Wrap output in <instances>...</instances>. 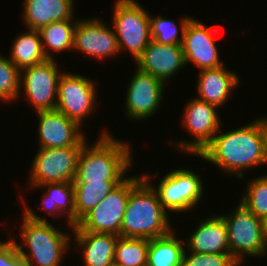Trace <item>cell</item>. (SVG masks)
<instances>
[{"mask_svg":"<svg viewBox=\"0 0 267 266\" xmlns=\"http://www.w3.org/2000/svg\"><path fill=\"white\" fill-rule=\"evenodd\" d=\"M222 127L197 157L239 180L247 170L267 164L266 134L259 117L228 132Z\"/></svg>","mask_w":267,"mask_h":266,"instance_id":"obj_1","label":"cell"},{"mask_svg":"<svg viewBox=\"0 0 267 266\" xmlns=\"http://www.w3.org/2000/svg\"><path fill=\"white\" fill-rule=\"evenodd\" d=\"M99 133L94 145L88 141L83 145L73 183L122 182L128 177L134 163L132 145L105 128Z\"/></svg>","mask_w":267,"mask_h":266,"instance_id":"obj_2","label":"cell"},{"mask_svg":"<svg viewBox=\"0 0 267 266\" xmlns=\"http://www.w3.org/2000/svg\"><path fill=\"white\" fill-rule=\"evenodd\" d=\"M25 201L26 199L22 200L24 204L22 219L20 218L22 222L18 227L20 228L18 235L22 240L18 243L15 239L17 237L10 236L17 245L18 252L28 266H62L63 258L72 247L71 234L53 226L48 219L36 214Z\"/></svg>","mask_w":267,"mask_h":266,"instance_id":"obj_3","label":"cell"},{"mask_svg":"<svg viewBox=\"0 0 267 266\" xmlns=\"http://www.w3.org/2000/svg\"><path fill=\"white\" fill-rule=\"evenodd\" d=\"M170 219L156 191L142 178L129 193L121 237L152 239L166 236L175 229Z\"/></svg>","mask_w":267,"mask_h":266,"instance_id":"obj_4","label":"cell"},{"mask_svg":"<svg viewBox=\"0 0 267 266\" xmlns=\"http://www.w3.org/2000/svg\"><path fill=\"white\" fill-rule=\"evenodd\" d=\"M143 178L156 191L159 201L163 208L170 214H185V212H192L203 198L204 183L202 177L192 169L176 168L167 172L160 178L159 184L155 187L152 184L149 173H142ZM154 185V186H153ZM180 212V213H179Z\"/></svg>","mask_w":267,"mask_h":266,"instance_id":"obj_5","label":"cell"},{"mask_svg":"<svg viewBox=\"0 0 267 266\" xmlns=\"http://www.w3.org/2000/svg\"><path fill=\"white\" fill-rule=\"evenodd\" d=\"M112 7L111 21L119 52H129L136 62L152 40L150 13L137 0H115Z\"/></svg>","mask_w":267,"mask_h":266,"instance_id":"obj_6","label":"cell"},{"mask_svg":"<svg viewBox=\"0 0 267 266\" xmlns=\"http://www.w3.org/2000/svg\"><path fill=\"white\" fill-rule=\"evenodd\" d=\"M218 214L226 223L230 254L240 265L247 255L250 258H263L267 255L261 219L240 202L236 203L233 212L231 210L227 214Z\"/></svg>","mask_w":267,"mask_h":266,"instance_id":"obj_7","label":"cell"},{"mask_svg":"<svg viewBox=\"0 0 267 266\" xmlns=\"http://www.w3.org/2000/svg\"><path fill=\"white\" fill-rule=\"evenodd\" d=\"M185 105L181 125L194 138L192 140L181 139L176 141L177 143L174 140H168L167 143L171 144L170 147L176 146L177 151L198 156L223 125L221 115L218 107L199 100L195 96L187 103L185 102Z\"/></svg>","mask_w":267,"mask_h":266,"instance_id":"obj_8","label":"cell"},{"mask_svg":"<svg viewBox=\"0 0 267 266\" xmlns=\"http://www.w3.org/2000/svg\"><path fill=\"white\" fill-rule=\"evenodd\" d=\"M139 175H131L123 180L73 226L72 232L114 234L121 237L122 218L128 196L131 189L143 178L142 172Z\"/></svg>","mask_w":267,"mask_h":266,"instance_id":"obj_9","label":"cell"},{"mask_svg":"<svg viewBox=\"0 0 267 266\" xmlns=\"http://www.w3.org/2000/svg\"><path fill=\"white\" fill-rule=\"evenodd\" d=\"M79 73L63 72L58 80L55 110L84 126L88 116L96 111L98 92L96 82ZM87 117V119H86Z\"/></svg>","mask_w":267,"mask_h":266,"instance_id":"obj_10","label":"cell"},{"mask_svg":"<svg viewBox=\"0 0 267 266\" xmlns=\"http://www.w3.org/2000/svg\"><path fill=\"white\" fill-rule=\"evenodd\" d=\"M58 67V62L47 59L39 64L20 70L18 100H20V97L25 96V100L30 107L33 106L35 112L55 110L58 80L64 72L62 67L60 68L61 70Z\"/></svg>","mask_w":267,"mask_h":266,"instance_id":"obj_11","label":"cell"},{"mask_svg":"<svg viewBox=\"0 0 267 266\" xmlns=\"http://www.w3.org/2000/svg\"><path fill=\"white\" fill-rule=\"evenodd\" d=\"M83 146L39 148L31 160L28 186L45 183L73 182L79 153Z\"/></svg>","mask_w":267,"mask_h":266,"instance_id":"obj_12","label":"cell"},{"mask_svg":"<svg viewBox=\"0 0 267 266\" xmlns=\"http://www.w3.org/2000/svg\"><path fill=\"white\" fill-rule=\"evenodd\" d=\"M127 84L125 101V116L134 122L144 121L159 112L164 103V91L166 84L151 74L145 73L138 68ZM163 102V103H162Z\"/></svg>","mask_w":267,"mask_h":266,"instance_id":"obj_13","label":"cell"},{"mask_svg":"<svg viewBox=\"0 0 267 266\" xmlns=\"http://www.w3.org/2000/svg\"><path fill=\"white\" fill-rule=\"evenodd\" d=\"M97 17L77 18L74 28L72 51H80L96 60L113 59L119 55L117 38L113 27ZM112 28V29H111Z\"/></svg>","mask_w":267,"mask_h":266,"instance_id":"obj_14","label":"cell"},{"mask_svg":"<svg viewBox=\"0 0 267 266\" xmlns=\"http://www.w3.org/2000/svg\"><path fill=\"white\" fill-rule=\"evenodd\" d=\"M214 33H219V29L211 28L194 17L189 20L181 44L186 66L193 63L201 71L224 65Z\"/></svg>","mask_w":267,"mask_h":266,"instance_id":"obj_15","label":"cell"},{"mask_svg":"<svg viewBox=\"0 0 267 266\" xmlns=\"http://www.w3.org/2000/svg\"><path fill=\"white\" fill-rule=\"evenodd\" d=\"M38 146L39 148H62L83 146L87 133L75 121L57 110L38 111Z\"/></svg>","mask_w":267,"mask_h":266,"instance_id":"obj_16","label":"cell"},{"mask_svg":"<svg viewBox=\"0 0 267 266\" xmlns=\"http://www.w3.org/2000/svg\"><path fill=\"white\" fill-rule=\"evenodd\" d=\"M135 64L136 68L151 74L165 84L170 78L173 79V75L176 76L175 74L186 67L182 45H165L154 40L148 43Z\"/></svg>","mask_w":267,"mask_h":266,"instance_id":"obj_17","label":"cell"},{"mask_svg":"<svg viewBox=\"0 0 267 266\" xmlns=\"http://www.w3.org/2000/svg\"><path fill=\"white\" fill-rule=\"evenodd\" d=\"M238 75L235 70L232 71L225 65L198 71L197 96L195 97L218 108L222 107L239 87L241 81Z\"/></svg>","mask_w":267,"mask_h":266,"instance_id":"obj_18","label":"cell"},{"mask_svg":"<svg viewBox=\"0 0 267 266\" xmlns=\"http://www.w3.org/2000/svg\"><path fill=\"white\" fill-rule=\"evenodd\" d=\"M188 238H184L185 248L202 254H230L226 223L219 214H210L195 226Z\"/></svg>","mask_w":267,"mask_h":266,"instance_id":"obj_19","label":"cell"},{"mask_svg":"<svg viewBox=\"0 0 267 266\" xmlns=\"http://www.w3.org/2000/svg\"><path fill=\"white\" fill-rule=\"evenodd\" d=\"M25 29L39 30L51 22L74 20V0H23Z\"/></svg>","mask_w":267,"mask_h":266,"instance_id":"obj_20","label":"cell"},{"mask_svg":"<svg viewBox=\"0 0 267 266\" xmlns=\"http://www.w3.org/2000/svg\"><path fill=\"white\" fill-rule=\"evenodd\" d=\"M45 187V188H44ZM43 190L42 198L40 199V209L44 210L53 219H65L71 230L75 226V198L73 182H57L45 183L39 186L28 187L31 191L36 189ZM45 189V190H44Z\"/></svg>","mask_w":267,"mask_h":266,"instance_id":"obj_21","label":"cell"},{"mask_svg":"<svg viewBox=\"0 0 267 266\" xmlns=\"http://www.w3.org/2000/svg\"><path fill=\"white\" fill-rule=\"evenodd\" d=\"M72 235V244L83 253L81 256L85 266L114 264L115 245L119 236L93 232H72Z\"/></svg>","mask_w":267,"mask_h":266,"instance_id":"obj_22","label":"cell"},{"mask_svg":"<svg viewBox=\"0 0 267 266\" xmlns=\"http://www.w3.org/2000/svg\"><path fill=\"white\" fill-rule=\"evenodd\" d=\"M23 32L12 41L10 55L7 56L19 70L47 60L39 31L26 28Z\"/></svg>","mask_w":267,"mask_h":266,"instance_id":"obj_23","label":"cell"},{"mask_svg":"<svg viewBox=\"0 0 267 266\" xmlns=\"http://www.w3.org/2000/svg\"><path fill=\"white\" fill-rule=\"evenodd\" d=\"M174 229L163 237L150 239L147 266H182L185 240Z\"/></svg>","mask_w":267,"mask_h":266,"instance_id":"obj_24","label":"cell"},{"mask_svg":"<svg viewBox=\"0 0 267 266\" xmlns=\"http://www.w3.org/2000/svg\"><path fill=\"white\" fill-rule=\"evenodd\" d=\"M75 20L51 22L41 27L38 31L41 37L44 54L49 60H56L53 54L71 51L73 49ZM55 56V57H54Z\"/></svg>","mask_w":267,"mask_h":266,"instance_id":"obj_25","label":"cell"},{"mask_svg":"<svg viewBox=\"0 0 267 266\" xmlns=\"http://www.w3.org/2000/svg\"><path fill=\"white\" fill-rule=\"evenodd\" d=\"M120 183L121 182L73 183L75 225Z\"/></svg>","mask_w":267,"mask_h":266,"instance_id":"obj_26","label":"cell"},{"mask_svg":"<svg viewBox=\"0 0 267 266\" xmlns=\"http://www.w3.org/2000/svg\"><path fill=\"white\" fill-rule=\"evenodd\" d=\"M150 239L118 237L114 264L117 266H147Z\"/></svg>","mask_w":267,"mask_h":266,"instance_id":"obj_27","label":"cell"},{"mask_svg":"<svg viewBox=\"0 0 267 266\" xmlns=\"http://www.w3.org/2000/svg\"><path fill=\"white\" fill-rule=\"evenodd\" d=\"M192 17H180L179 27L172 19L162 15L152 16L150 13V34L151 39L160 44L181 45L183 42L185 28ZM180 33V35H179Z\"/></svg>","mask_w":267,"mask_h":266,"instance_id":"obj_28","label":"cell"},{"mask_svg":"<svg viewBox=\"0 0 267 266\" xmlns=\"http://www.w3.org/2000/svg\"><path fill=\"white\" fill-rule=\"evenodd\" d=\"M246 184L239 202L262 220L267 217V173L249 179Z\"/></svg>","mask_w":267,"mask_h":266,"instance_id":"obj_29","label":"cell"},{"mask_svg":"<svg viewBox=\"0 0 267 266\" xmlns=\"http://www.w3.org/2000/svg\"><path fill=\"white\" fill-rule=\"evenodd\" d=\"M20 70L0 54V101L10 104L19 98Z\"/></svg>","mask_w":267,"mask_h":266,"instance_id":"obj_30","label":"cell"},{"mask_svg":"<svg viewBox=\"0 0 267 266\" xmlns=\"http://www.w3.org/2000/svg\"><path fill=\"white\" fill-rule=\"evenodd\" d=\"M182 266H241L231 254H202L190 252L186 248L183 253Z\"/></svg>","mask_w":267,"mask_h":266,"instance_id":"obj_31","label":"cell"},{"mask_svg":"<svg viewBox=\"0 0 267 266\" xmlns=\"http://www.w3.org/2000/svg\"><path fill=\"white\" fill-rule=\"evenodd\" d=\"M0 266H28L11 238L0 241Z\"/></svg>","mask_w":267,"mask_h":266,"instance_id":"obj_32","label":"cell"},{"mask_svg":"<svg viewBox=\"0 0 267 266\" xmlns=\"http://www.w3.org/2000/svg\"><path fill=\"white\" fill-rule=\"evenodd\" d=\"M263 238L267 245V217L262 219Z\"/></svg>","mask_w":267,"mask_h":266,"instance_id":"obj_33","label":"cell"},{"mask_svg":"<svg viewBox=\"0 0 267 266\" xmlns=\"http://www.w3.org/2000/svg\"><path fill=\"white\" fill-rule=\"evenodd\" d=\"M265 116L263 115V117L260 116L259 118L261 119V121L263 123L264 130H265V134H266V149H267V115H265Z\"/></svg>","mask_w":267,"mask_h":266,"instance_id":"obj_34","label":"cell"}]
</instances>
